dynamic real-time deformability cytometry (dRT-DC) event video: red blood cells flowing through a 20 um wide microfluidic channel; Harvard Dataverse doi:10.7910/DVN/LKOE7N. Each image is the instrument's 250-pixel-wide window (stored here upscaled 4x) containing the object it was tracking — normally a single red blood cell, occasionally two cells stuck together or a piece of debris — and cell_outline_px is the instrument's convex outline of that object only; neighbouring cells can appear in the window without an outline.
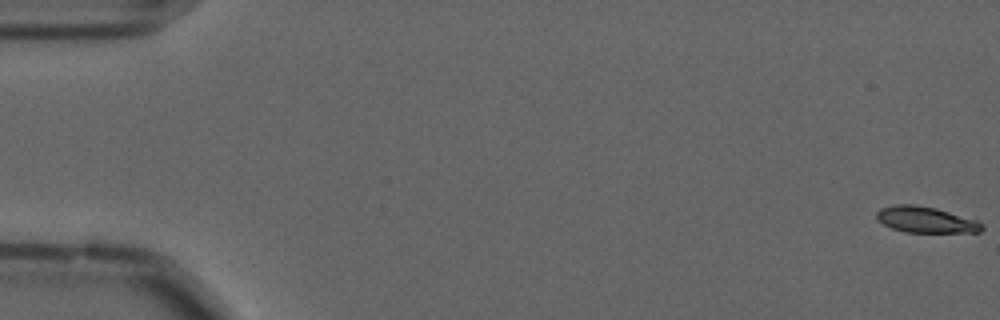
{"species": "common noctule bat (a hibernating species)", "species_latin": "Nyctalus noctula", "temperature_condition": "cold", "stored_images_in_passage": 15, "camera_frame_rate_fps": 3000, "um_per_image_px": 0.085, "animal": {"sex": "male", "forearm_length_mm": 52.5}, "frame": {"image": 1, "passage_image": 1, "time_ms": 0.0, "image_size_px": [1000, 320], "cell_outline_px": [[984, 228], [980, 232], [904, 232], [892, 228], [876, 220], [876, 212], [880, 208], [896, 204], [912, 204], [936, 208], [976, 220], [984, 224]], "centroid_in_image_um": [78.67, 18.67], "position_along_channel_um": 6.3, "area_um2": 16.01}}
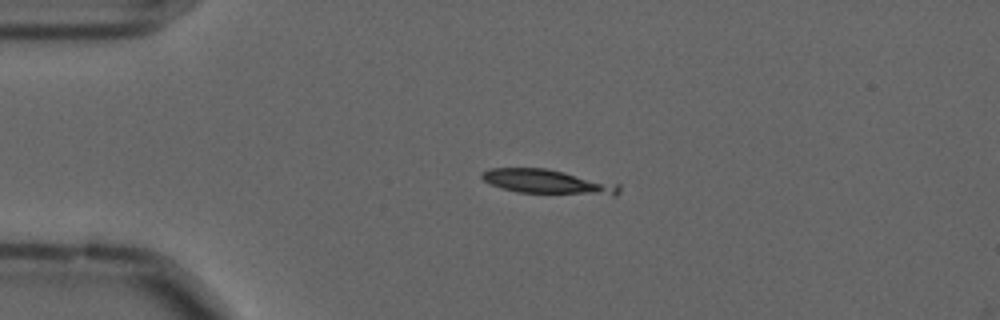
{"frame": {"image": 2, "passage_image": 14, "time_ms": 4.333, "image_size_px": [1000, 320], "cell_outline_px": [[620, 192], [616, 196], [612, 196], [516, 192], [500, 188], [484, 180], [480, 176], [480, 172], [488, 168], [548, 168], [620, 184]], "centroid_in_image_um": [46.59, 15.46], "position_along_channel_um": 38.4, "area_um2": 20.0}}